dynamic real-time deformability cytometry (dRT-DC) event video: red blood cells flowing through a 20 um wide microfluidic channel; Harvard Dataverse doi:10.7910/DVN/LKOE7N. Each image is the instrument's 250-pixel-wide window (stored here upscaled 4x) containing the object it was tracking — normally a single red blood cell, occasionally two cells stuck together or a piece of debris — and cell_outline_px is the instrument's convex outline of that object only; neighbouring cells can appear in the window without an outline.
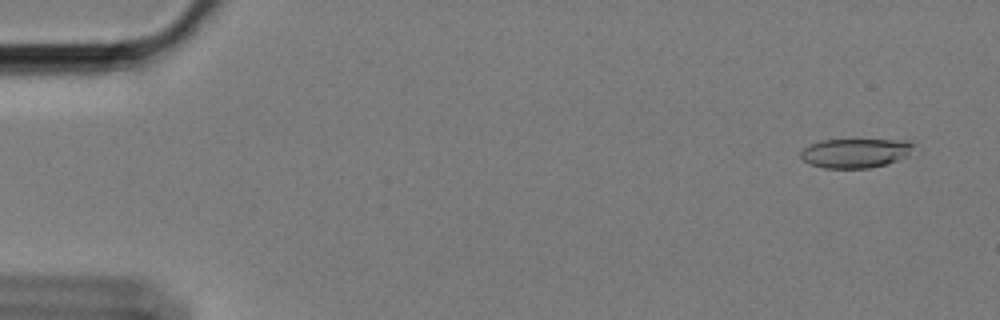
{"species": "Egyptian fruit bat (a non-hibernating species)", "species_latin": "Rousettus aegyptiacus", "temperature_condition": "cold", "stored_images_in_passage": 56, "camera_frame_rate_fps": 3000, "um_per_image_px": 0.085, "animal": {"sex": "female"}, "frame": {"image": 1, "passage_image": 4, "time_ms": 1.0, "image_size_px": [1000, 320], "cell_outline_px": [[912, 148], [904, 156], [888, 164], [868, 168], [824, 168], [812, 164], [804, 160], [800, 156], [800, 152], [808, 144], [820, 140], [908, 140], [912, 144]], "centroid_in_image_um": [72.64, 13.0], "position_along_channel_um": 12.4, "area_um2": 19.02}}
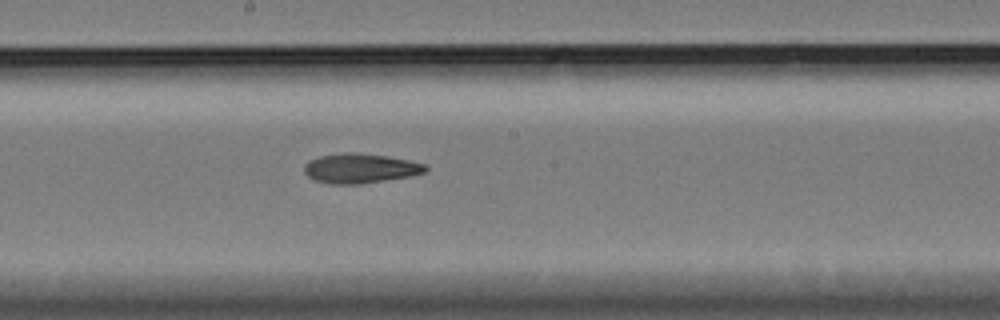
{"frame": {"image": 2, "passage_image": 33, "time_ms": 10.667, "image_size_px": [1000, 320], "cell_outline_px": [[428, 168], [424, 172], [408, 176], [360, 184], [332, 184], [316, 180], [308, 176], [304, 172], [304, 164], [320, 156], [340, 152], [356, 152], [388, 156], [408, 160], [424, 164]], "centroid_in_image_um": [30.59, 14.29], "position_along_channel_um": 217.6, "area_um2": 20.75}}
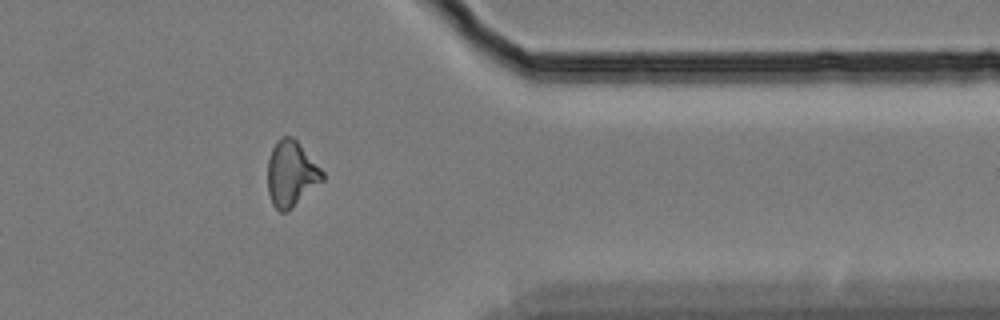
{"frame": {"image": 3, "passage_image": 49, "time_ms": 16.0, "image_size_px": [1000, 320], "cell_outline_px": [[324, 180], [288, 212], [280, 212], [272, 204], [268, 192], [268, 160], [272, 148], [276, 140], [280, 136], [292, 136], [296, 140], [324, 172]], "centroid_in_image_um": [24.74, 14.78], "position_along_channel_um": 386.7, "area_um2": 21.04}}